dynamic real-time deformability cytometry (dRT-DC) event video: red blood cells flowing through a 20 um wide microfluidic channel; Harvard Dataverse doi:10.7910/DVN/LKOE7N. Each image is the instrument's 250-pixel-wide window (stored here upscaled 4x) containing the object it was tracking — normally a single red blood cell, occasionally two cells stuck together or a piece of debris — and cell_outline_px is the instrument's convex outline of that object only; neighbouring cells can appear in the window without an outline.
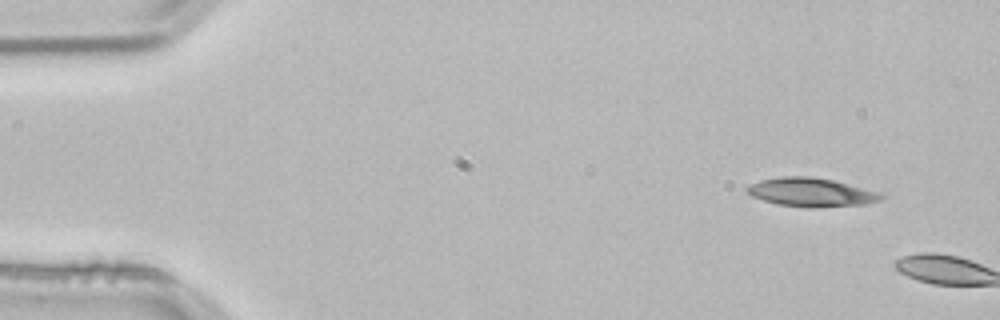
{"species": "common noctule bat (a hibernating species)", "species_latin": "Nyctalus noctula", "temperature_condition": "room temperature", "stored_images_in_passage": 2, "camera_frame_rate_fps": 3000, "um_per_image_px": 0.085, "animal": {"sex": "male", "body_mass_g": 21.5, "forearm_length_mm": 52.0}, "frame": {"image": 1, "passage_image": 1, "time_ms": 0.0, "image_size_px": [1000, 320], "cell_outline_px": [[884, 196], [880, 200], [864, 204], [816, 208], [808, 208], [776, 204], [752, 196], [744, 188], [760, 180], [780, 176], [808, 176], [832, 180], [876, 192]], "centroid_in_image_um": [68.89, 16.35], "position_along_channel_um": 16.1, "area_um2": 22.14}}